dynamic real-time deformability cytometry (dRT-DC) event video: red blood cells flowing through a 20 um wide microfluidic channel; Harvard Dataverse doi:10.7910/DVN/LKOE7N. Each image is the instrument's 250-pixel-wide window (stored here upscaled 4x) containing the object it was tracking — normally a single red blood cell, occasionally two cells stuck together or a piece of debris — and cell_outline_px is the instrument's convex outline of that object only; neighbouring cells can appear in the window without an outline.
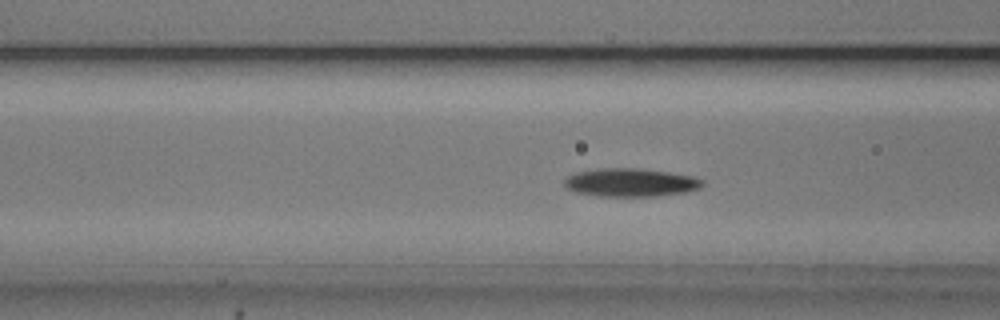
{"species": "common noctule bat (a hibernating species)", "species_latin": "Nyctalus noctula", "temperature_condition": "cold", "stored_images_in_passage": 34, "camera_frame_rate_fps": 3000, "um_per_image_px": 0.085, "animal": {"sex": "male", "body_mass_g": 20.5, "forearm_length_mm": 52.5}, "frame": {"image": 1, "passage_image": 13, "time_ms": 4.0, "image_size_px": [1000, 320], "cell_outline_px": [[704, 184], [700, 188], [684, 192], [656, 196], [600, 196], [576, 192], [564, 188], [564, 180], [568, 176], [576, 172], [600, 168], [636, 168], [668, 172], [692, 176], [704, 180]], "centroid_in_image_um": [53.58, 15.51], "position_along_channel_um": 113.0, "area_um2": 22.72}}
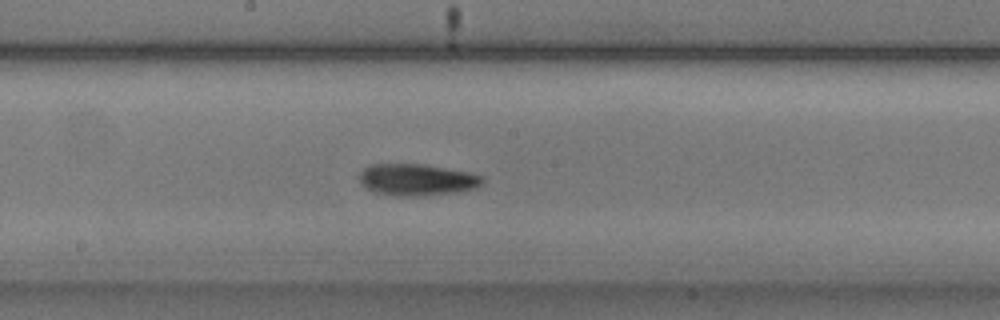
{"frame": {"image": 2, "passage_image": 21, "time_ms": 6.667, "image_size_px": [1000, 320], "cell_outline_px": [[484, 180], [476, 188], [456, 192], [424, 196], [396, 196], [376, 192], [364, 188], [360, 184], [360, 172], [368, 164], [424, 164], [484, 176]], "centroid_in_image_um": [35.38, 15.28], "position_along_channel_um": 212.8, "area_um2": 22.72}}
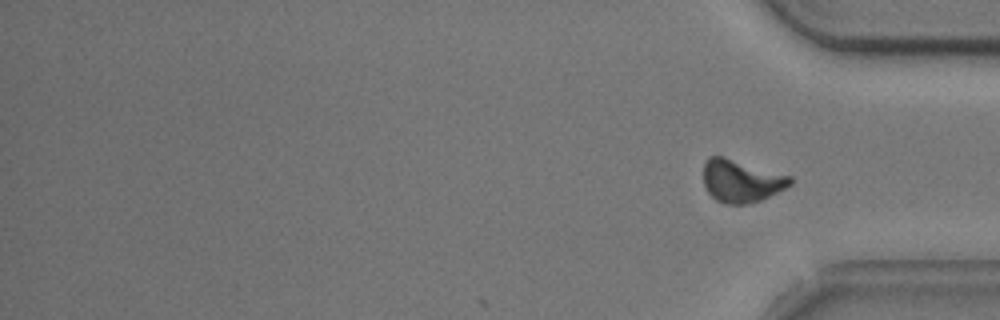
{"frame": {"image": 3, "passage_image": 34, "time_ms": 11.0, "image_size_px": [1000, 320], "cell_outline_px": [[792, 184], [760, 200], [744, 204], [724, 204], [716, 200], [708, 192], [704, 184], [704, 160], [708, 156], [724, 156], [792, 176]], "centroid_in_image_um": [62.98, 15.36], "position_along_channel_um": 372.2, "area_um2": 21.5}, "authors_computed_cell_mechanics": {"area_um2": 21.964, "velocity_mm_per_s": 3.7301, "shape_relaxation_time_tau1_ms": 2.2327, "shape_relaxation_time_tau2_ms": 3.8679, "deformation_change_tau1": 0.1244, "deformation_change_tau2": 0.0961}}